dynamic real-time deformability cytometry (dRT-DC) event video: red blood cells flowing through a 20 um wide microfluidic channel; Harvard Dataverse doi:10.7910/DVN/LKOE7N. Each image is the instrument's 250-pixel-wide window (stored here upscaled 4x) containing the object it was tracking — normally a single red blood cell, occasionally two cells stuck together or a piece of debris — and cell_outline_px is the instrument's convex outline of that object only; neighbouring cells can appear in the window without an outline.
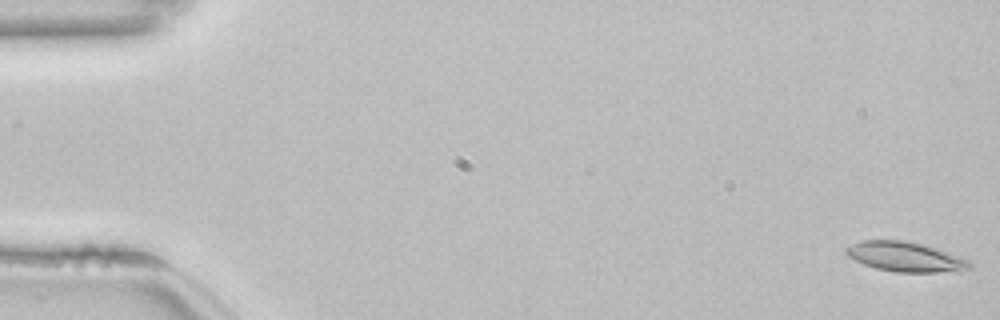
{"species": "common noctule bat (a hibernating species)", "species_latin": "Nyctalus noctula", "temperature_condition": "room temperature", "stored_images_in_passage": 54, "camera_frame_rate_fps": 3000, "um_per_image_px": 0.085, "animal": {"sex": "female", "body_mass_g": 22.7, "forearm_length_mm": 54.2}, "frame": {"image": 1, "passage_image": 1, "time_ms": 0.0, "image_size_px": [1000, 320], "cell_outline_px": [[972, 268], [960, 272], [896, 272], [876, 268], [864, 264], [848, 256], [844, 252], [844, 248], [860, 240], [908, 240], [924, 244], [936, 248], [968, 260], [972, 264]], "centroid_in_image_um": [76.97, 21.82], "position_along_channel_um": 8.0, "area_um2": 21.62}}
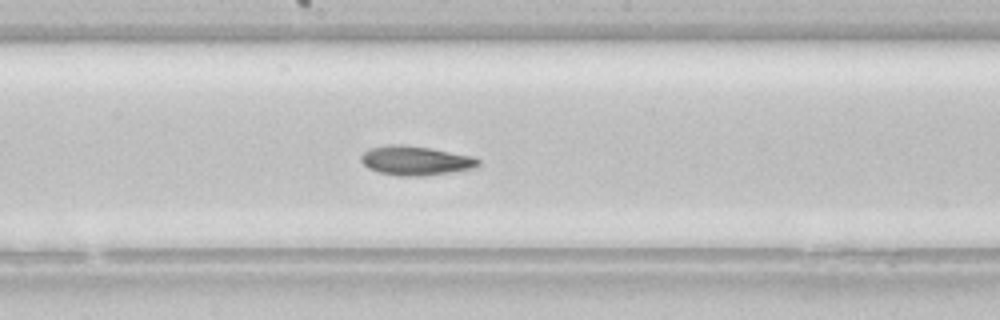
{"frame": {"image": 2, "passage_image": 29, "time_ms": 9.333, "image_size_px": [1000, 320], "cell_outline_px": [[480, 164], [472, 168], [448, 172], [420, 176], [396, 176], [380, 172], [368, 168], [360, 160], [360, 156], [364, 152], [372, 148], [388, 144], [400, 144], [432, 148], [476, 156], [480, 160]], "centroid_in_image_um": [35.33, 13.64], "position_along_channel_um": 212.9, "area_um2": 20.0}}
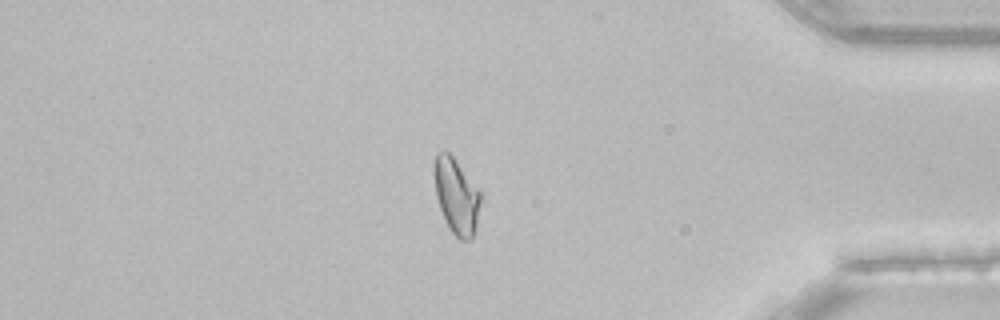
{"frame": {"image": 3, "passage_image": 46, "time_ms": 15.0, "image_size_px": [1000, 320], "cell_outline_px": [[480, 200], [476, 224], [472, 240], [460, 240], [448, 228], [440, 208], [436, 196], [432, 172], [432, 164], [436, 152], [448, 152], [452, 156], [480, 192]], "centroid_in_image_um": [38.74, 16.65], "position_along_channel_um": 396.5, "area_um2": 20.29}, "authors_computed_cell_mechanics": {"area_um2": 20.5768, "velocity_mm_per_s": 3.8306, "shape_relaxation_time_tau1_ms": 7.6064, "shape_relaxation_time_tau2_ms": 4.6474, "deformation_change_tau1": 0.2075, "deformation_change_tau2": 0.1183}}